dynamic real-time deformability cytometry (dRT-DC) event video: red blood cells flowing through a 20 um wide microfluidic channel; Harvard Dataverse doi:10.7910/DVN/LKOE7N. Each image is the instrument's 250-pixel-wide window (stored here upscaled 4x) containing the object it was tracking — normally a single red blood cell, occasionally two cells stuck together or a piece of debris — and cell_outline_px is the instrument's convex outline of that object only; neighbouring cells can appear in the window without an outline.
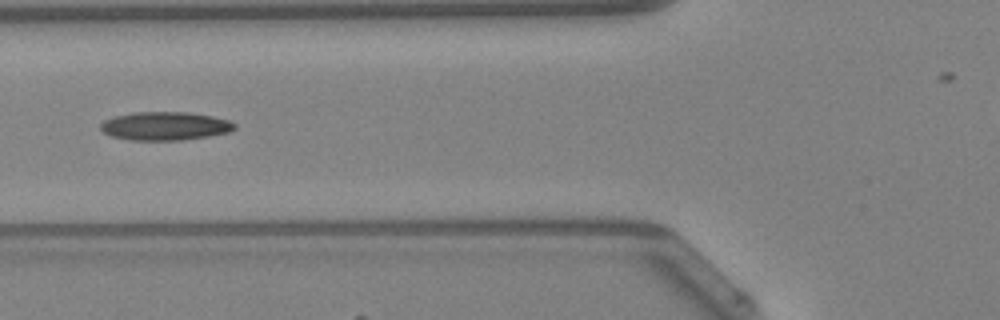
{"species": "Egyptian fruit bat (a non-hibernating species)", "species_latin": "Rousettus aegyptiacus", "temperature_condition": "warm", "stored_images_in_passage": 41, "camera_frame_rate_fps": 3000, "um_per_image_px": 0.085, "animal": {"sex": "female"}, "frame": {"image": 1, "passage_image": 18, "time_ms": 5.667, "image_size_px": [1000, 320], "cell_outline_px": [[236, 128], [232, 132], [184, 140], [132, 140], [112, 136], [104, 132], [100, 128], [100, 124], [104, 120], [112, 116], [132, 112], [188, 112], [212, 116], [228, 120], [236, 124]], "centroid_in_image_um": [14.04, 10.71], "position_along_channel_um": 111.8, "area_um2": 22.37}}